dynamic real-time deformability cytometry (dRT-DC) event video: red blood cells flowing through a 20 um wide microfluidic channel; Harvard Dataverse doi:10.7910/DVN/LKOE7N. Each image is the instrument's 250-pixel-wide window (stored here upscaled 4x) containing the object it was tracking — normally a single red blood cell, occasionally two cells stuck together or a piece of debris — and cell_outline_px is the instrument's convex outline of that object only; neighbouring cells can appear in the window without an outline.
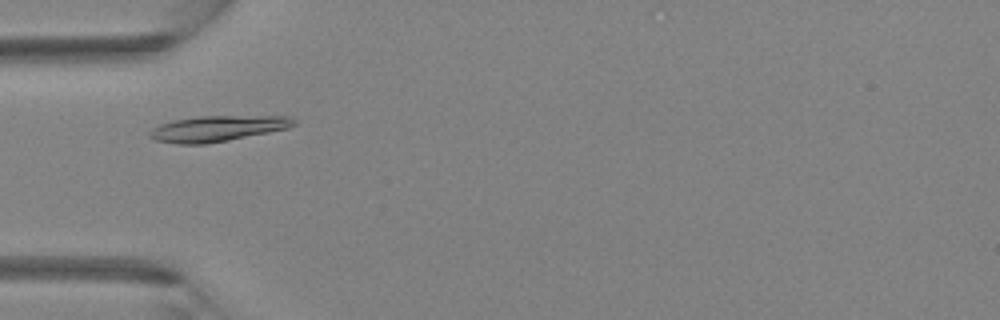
{"species": "Egyptian fruit bat (a non-hibernating species)", "species_latin": "Rousettus aegyptiacus", "temperature_condition": "room temperature", "stored_images_in_passage": 4, "camera_frame_rate_fps": 3000, "um_per_image_px": 0.085, "animal": {"sex": "female"}, "frame": {"image": 1, "passage_image": 3, "time_ms": 0.667, "image_size_px": [1000, 320], "cell_outline_px": [[296, 124], [288, 128], [208, 144], [176, 144], [156, 140], [148, 136], [148, 132], [152, 128], [160, 124], [172, 120], [200, 116], [288, 116], [296, 120]], "centroid_in_image_um": [18.44, 10.92], "position_along_channel_um": 66.6, "area_um2": 21.62}}
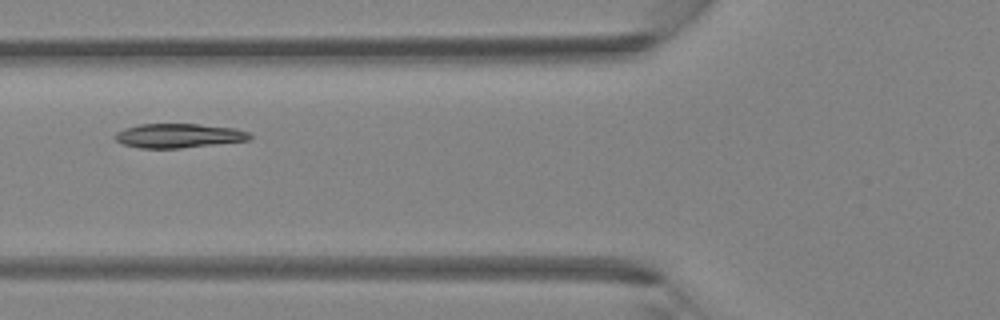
{"frame": {"image": 2, "passage_image": 4, "time_ms": 1.0, "image_size_px": [1000, 320], "cell_outline_px": [[252, 140], [180, 148], [140, 148], [124, 144], [116, 140], [112, 136], [116, 132], [124, 128], [140, 124], [200, 124], [236, 128], [248, 132], [252, 136]], "centroid_in_image_um": [15.2, 11.53], "position_along_channel_um": 110.6, "area_um2": 19.13}}